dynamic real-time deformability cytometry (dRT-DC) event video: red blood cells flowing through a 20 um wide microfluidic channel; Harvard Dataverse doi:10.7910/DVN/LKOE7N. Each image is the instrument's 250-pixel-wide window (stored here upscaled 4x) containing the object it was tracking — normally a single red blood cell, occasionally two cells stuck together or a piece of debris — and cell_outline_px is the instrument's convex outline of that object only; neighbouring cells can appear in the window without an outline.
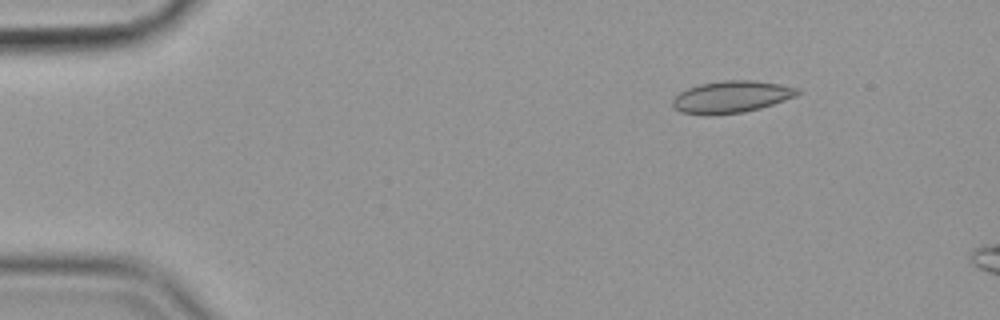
{"species": "common noctule bat (a hibernating species)", "species_latin": "Nyctalus noctula", "temperature_condition": "cold", "stored_images_in_passage": 8, "camera_frame_rate_fps": 3000, "um_per_image_px": 0.085, "animal": {"sex": "female", "body_mass_g": 19.9}, "frame": {"image": 1, "passage_image": 2, "time_ms": 0.333, "image_size_px": [1000, 320], "cell_outline_px": [[800, 92], [796, 96], [760, 108], [744, 112], [712, 116], [704, 116], [680, 112], [672, 104], [672, 100], [680, 92], [688, 88], [700, 84], [724, 80], [752, 80], [780, 84], [796, 88]], "centroid_in_image_um": [62.13, 8.25], "position_along_channel_um": 22.9, "area_um2": 23.29}}